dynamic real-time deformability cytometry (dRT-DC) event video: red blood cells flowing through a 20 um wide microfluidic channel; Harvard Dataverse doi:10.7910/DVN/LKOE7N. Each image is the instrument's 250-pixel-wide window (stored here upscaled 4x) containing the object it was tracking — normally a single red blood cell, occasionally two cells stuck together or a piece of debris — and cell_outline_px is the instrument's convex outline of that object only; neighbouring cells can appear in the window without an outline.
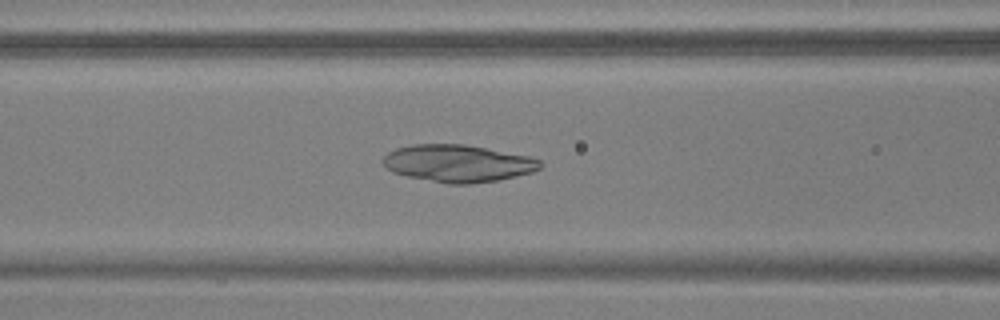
{"species": "common noctule bat (a hibernating species)", "species_latin": "Nyctalus noctula", "temperature_condition": "warm", "stored_images_in_passage": 54, "camera_frame_rate_fps": 3000, "um_per_image_px": 0.085, "animal": {"sex": "male", "body_mass_g": 17.9, "forearm_length_mm": 54.2}, "frame": {"image": 1, "passage_image": 23, "time_ms": 7.333, "image_size_px": [1000, 320], "cell_outline_px": [[544, 164], [540, 168], [532, 172], [496, 180], [468, 184], [448, 184], [408, 176], [392, 172], [384, 164], [384, 156], [388, 152], [396, 148], [412, 144], [464, 144], [488, 148], [528, 156], [540, 160]], "centroid_in_image_um": [38.93, 13.87], "position_along_channel_um": 127.7, "area_um2": 33.93}}
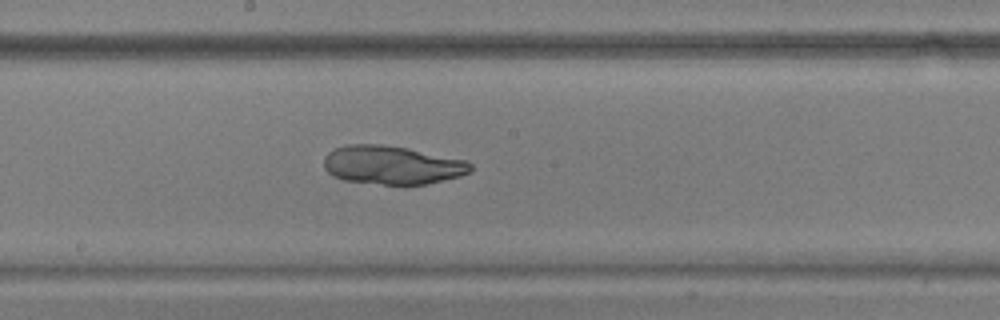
{"frame": {"image": 2, "passage_image": 30, "time_ms": 9.667, "image_size_px": [1000, 320], "cell_outline_px": [[472, 172], [460, 176], [428, 184], [384, 184], [344, 180], [332, 176], [324, 168], [324, 156], [328, 152], [336, 148], [348, 144], [380, 144], [408, 148], [468, 160], [472, 164]], "centroid_in_image_um": [33.35, 14.02], "position_along_channel_um": 214.8, "area_um2": 33.12}}
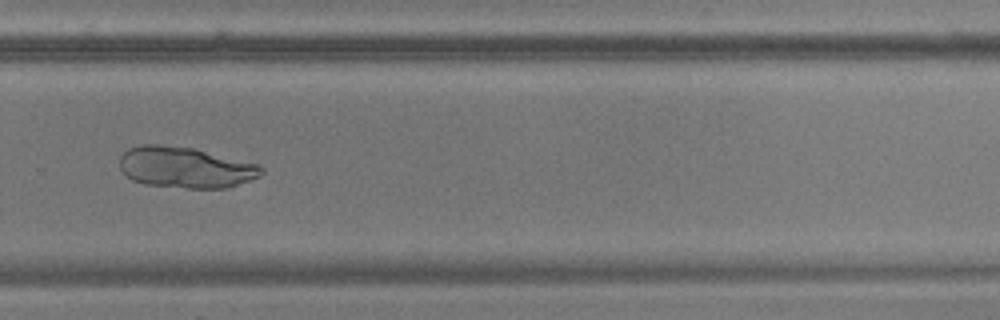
{"frame": {"image": 3, "passage_image": 38, "time_ms": 12.333, "image_size_px": [1000, 320], "cell_outline_px": [[264, 172], [260, 176], [228, 188], [188, 188], [144, 184], [132, 180], [120, 168], [120, 156], [128, 148], [140, 144], [156, 144], [196, 148], [260, 164], [264, 168]], "centroid_in_image_um": [15.79, 14.22], "position_along_channel_um": 314.0, "area_um2": 34.22}}